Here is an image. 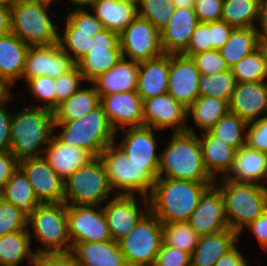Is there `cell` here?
I'll list each match as a JSON object with an SVG mask.
<instances>
[{
	"instance_id": "cell-36",
	"label": "cell",
	"mask_w": 267,
	"mask_h": 266,
	"mask_svg": "<svg viewBox=\"0 0 267 266\" xmlns=\"http://www.w3.org/2000/svg\"><path fill=\"white\" fill-rule=\"evenodd\" d=\"M91 88L82 87L63 101L53 112L55 121H70L81 118L100 105V95L91 83Z\"/></svg>"
},
{
	"instance_id": "cell-23",
	"label": "cell",
	"mask_w": 267,
	"mask_h": 266,
	"mask_svg": "<svg viewBox=\"0 0 267 266\" xmlns=\"http://www.w3.org/2000/svg\"><path fill=\"white\" fill-rule=\"evenodd\" d=\"M42 156L63 180L94 158L83 147L69 146L55 136H52Z\"/></svg>"
},
{
	"instance_id": "cell-63",
	"label": "cell",
	"mask_w": 267,
	"mask_h": 266,
	"mask_svg": "<svg viewBox=\"0 0 267 266\" xmlns=\"http://www.w3.org/2000/svg\"><path fill=\"white\" fill-rule=\"evenodd\" d=\"M68 1H70L75 5L76 8L74 7L72 9H84L83 6L87 7V5L88 6L90 5L92 7L97 0H68Z\"/></svg>"
},
{
	"instance_id": "cell-5",
	"label": "cell",
	"mask_w": 267,
	"mask_h": 266,
	"mask_svg": "<svg viewBox=\"0 0 267 266\" xmlns=\"http://www.w3.org/2000/svg\"><path fill=\"white\" fill-rule=\"evenodd\" d=\"M219 189L225 202L229 228L239 235L244 227L267 210V186L252 182H238L222 177Z\"/></svg>"
},
{
	"instance_id": "cell-8",
	"label": "cell",
	"mask_w": 267,
	"mask_h": 266,
	"mask_svg": "<svg viewBox=\"0 0 267 266\" xmlns=\"http://www.w3.org/2000/svg\"><path fill=\"white\" fill-rule=\"evenodd\" d=\"M29 227L43 246H39L36 254L72 251L65 203L38 205L27 217V228Z\"/></svg>"
},
{
	"instance_id": "cell-33",
	"label": "cell",
	"mask_w": 267,
	"mask_h": 266,
	"mask_svg": "<svg viewBox=\"0 0 267 266\" xmlns=\"http://www.w3.org/2000/svg\"><path fill=\"white\" fill-rule=\"evenodd\" d=\"M0 198L15 205L27 217L41 204L34 194L28 177L20 168L12 174L0 190Z\"/></svg>"
},
{
	"instance_id": "cell-55",
	"label": "cell",
	"mask_w": 267,
	"mask_h": 266,
	"mask_svg": "<svg viewBox=\"0 0 267 266\" xmlns=\"http://www.w3.org/2000/svg\"><path fill=\"white\" fill-rule=\"evenodd\" d=\"M10 93L0 98V151H10L11 146V118L12 113H8L5 108L6 102L11 100Z\"/></svg>"
},
{
	"instance_id": "cell-65",
	"label": "cell",
	"mask_w": 267,
	"mask_h": 266,
	"mask_svg": "<svg viewBox=\"0 0 267 266\" xmlns=\"http://www.w3.org/2000/svg\"><path fill=\"white\" fill-rule=\"evenodd\" d=\"M19 1H22V0H0L1 3H5L7 5H14L15 3L19 2Z\"/></svg>"
},
{
	"instance_id": "cell-26",
	"label": "cell",
	"mask_w": 267,
	"mask_h": 266,
	"mask_svg": "<svg viewBox=\"0 0 267 266\" xmlns=\"http://www.w3.org/2000/svg\"><path fill=\"white\" fill-rule=\"evenodd\" d=\"M199 138L204 166L209 175L216 181V174L227 177L234 166L237 149L209 131L202 132Z\"/></svg>"
},
{
	"instance_id": "cell-32",
	"label": "cell",
	"mask_w": 267,
	"mask_h": 266,
	"mask_svg": "<svg viewBox=\"0 0 267 266\" xmlns=\"http://www.w3.org/2000/svg\"><path fill=\"white\" fill-rule=\"evenodd\" d=\"M227 178L238 182H267V154L246 146L240 148Z\"/></svg>"
},
{
	"instance_id": "cell-35",
	"label": "cell",
	"mask_w": 267,
	"mask_h": 266,
	"mask_svg": "<svg viewBox=\"0 0 267 266\" xmlns=\"http://www.w3.org/2000/svg\"><path fill=\"white\" fill-rule=\"evenodd\" d=\"M260 46L261 41L256 27L234 28L228 41L219 49V52L231 68Z\"/></svg>"
},
{
	"instance_id": "cell-49",
	"label": "cell",
	"mask_w": 267,
	"mask_h": 266,
	"mask_svg": "<svg viewBox=\"0 0 267 266\" xmlns=\"http://www.w3.org/2000/svg\"><path fill=\"white\" fill-rule=\"evenodd\" d=\"M245 146L267 154V115L248 123Z\"/></svg>"
},
{
	"instance_id": "cell-12",
	"label": "cell",
	"mask_w": 267,
	"mask_h": 266,
	"mask_svg": "<svg viewBox=\"0 0 267 266\" xmlns=\"http://www.w3.org/2000/svg\"><path fill=\"white\" fill-rule=\"evenodd\" d=\"M123 58L142 62L164 54L161 31L151 22L137 17L119 34Z\"/></svg>"
},
{
	"instance_id": "cell-61",
	"label": "cell",
	"mask_w": 267,
	"mask_h": 266,
	"mask_svg": "<svg viewBox=\"0 0 267 266\" xmlns=\"http://www.w3.org/2000/svg\"><path fill=\"white\" fill-rule=\"evenodd\" d=\"M259 28L256 27L260 41L267 40V0H260L259 5Z\"/></svg>"
},
{
	"instance_id": "cell-19",
	"label": "cell",
	"mask_w": 267,
	"mask_h": 266,
	"mask_svg": "<svg viewBox=\"0 0 267 266\" xmlns=\"http://www.w3.org/2000/svg\"><path fill=\"white\" fill-rule=\"evenodd\" d=\"M100 105L116 133L118 126H144L143 101L136 90L100 96Z\"/></svg>"
},
{
	"instance_id": "cell-14",
	"label": "cell",
	"mask_w": 267,
	"mask_h": 266,
	"mask_svg": "<svg viewBox=\"0 0 267 266\" xmlns=\"http://www.w3.org/2000/svg\"><path fill=\"white\" fill-rule=\"evenodd\" d=\"M76 63L58 43L49 46L29 47L22 78L48 76L52 79L69 72Z\"/></svg>"
},
{
	"instance_id": "cell-1",
	"label": "cell",
	"mask_w": 267,
	"mask_h": 266,
	"mask_svg": "<svg viewBox=\"0 0 267 266\" xmlns=\"http://www.w3.org/2000/svg\"><path fill=\"white\" fill-rule=\"evenodd\" d=\"M99 158L105 166L112 192L115 195H134L137 192L143 198L145 208H149L148 196L158 178L159 163H137L115 142L107 146Z\"/></svg>"
},
{
	"instance_id": "cell-45",
	"label": "cell",
	"mask_w": 267,
	"mask_h": 266,
	"mask_svg": "<svg viewBox=\"0 0 267 266\" xmlns=\"http://www.w3.org/2000/svg\"><path fill=\"white\" fill-rule=\"evenodd\" d=\"M27 228V216L12 203L0 198V236Z\"/></svg>"
},
{
	"instance_id": "cell-52",
	"label": "cell",
	"mask_w": 267,
	"mask_h": 266,
	"mask_svg": "<svg viewBox=\"0 0 267 266\" xmlns=\"http://www.w3.org/2000/svg\"><path fill=\"white\" fill-rule=\"evenodd\" d=\"M223 0H196L194 12L200 23L220 21L222 18Z\"/></svg>"
},
{
	"instance_id": "cell-18",
	"label": "cell",
	"mask_w": 267,
	"mask_h": 266,
	"mask_svg": "<svg viewBox=\"0 0 267 266\" xmlns=\"http://www.w3.org/2000/svg\"><path fill=\"white\" fill-rule=\"evenodd\" d=\"M144 126L156 131L172 128L173 133L186 132L187 108L169 93L143 101Z\"/></svg>"
},
{
	"instance_id": "cell-27",
	"label": "cell",
	"mask_w": 267,
	"mask_h": 266,
	"mask_svg": "<svg viewBox=\"0 0 267 266\" xmlns=\"http://www.w3.org/2000/svg\"><path fill=\"white\" fill-rule=\"evenodd\" d=\"M139 62L122 58L91 83L100 96L137 90Z\"/></svg>"
},
{
	"instance_id": "cell-37",
	"label": "cell",
	"mask_w": 267,
	"mask_h": 266,
	"mask_svg": "<svg viewBox=\"0 0 267 266\" xmlns=\"http://www.w3.org/2000/svg\"><path fill=\"white\" fill-rule=\"evenodd\" d=\"M229 111V103L216 97H198L188 108L194 123L202 132L209 131Z\"/></svg>"
},
{
	"instance_id": "cell-13",
	"label": "cell",
	"mask_w": 267,
	"mask_h": 266,
	"mask_svg": "<svg viewBox=\"0 0 267 266\" xmlns=\"http://www.w3.org/2000/svg\"><path fill=\"white\" fill-rule=\"evenodd\" d=\"M67 221L72 248L78 243L112 240L103 207L67 205Z\"/></svg>"
},
{
	"instance_id": "cell-66",
	"label": "cell",
	"mask_w": 267,
	"mask_h": 266,
	"mask_svg": "<svg viewBox=\"0 0 267 266\" xmlns=\"http://www.w3.org/2000/svg\"><path fill=\"white\" fill-rule=\"evenodd\" d=\"M261 46L265 50L266 56H267V40L261 42Z\"/></svg>"
},
{
	"instance_id": "cell-48",
	"label": "cell",
	"mask_w": 267,
	"mask_h": 266,
	"mask_svg": "<svg viewBox=\"0 0 267 266\" xmlns=\"http://www.w3.org/2000/svg\"><path fill=\"white\" fill-rule=\"evenodd\" d=\"M28 89L34 97L42 100L44 105L41 107L49 109L51 111L55 110V82L54 79L44 75L41 77H36L29 79L27 82Z\"/></svg>"
},
{
	"instance_id": "cell-41",
	"label": "cell",
	"mask_w": 267,
	"mask_h": 266,
	"mask_svg": "<svg viewBox=\"0 0 267 266\" xmlns=\"http://www.w3.org/2000/svg\"><path fill=\"white\" fill-rule=\"evenodd\" d=\"M236 83L237 81L231 68L217 74H200L198 82L199 97L214 96L229 103Z\"/></svg>"
},
{
	"instance_id": "cell-42",
	"label": "cell",
	"mask_w": 267,
	"mask_h": 266,
	"mask_svg": "<svg viewBox=\"0 0 267 266\" xmlns=\"http://www.w3.org/2000/svg\"><path fill=\"white\" fill-rule=\"evenodd\" d=\"M64 29L63 34L58 35V44L77 63L86 54L90 39L100 31L81 30L67 17Z\"/></svg>"
},
{
	"instance_id": "cell-56",
	"label": "cell",
	"mask_w": 267,
	"mask_h": 266,
	"mask_svg": "<svg viewBox=\"0 0 267 266\" xmlns=\"http://www.w3.org/2000/svg\"><path fill=\"white\" fill-rule=\"evenodd\" d=\"M19 168V161L10 151H0V190Z\"/></svg>"
},
{
	"instance_id": "cell-21",
	"label": "cell",
	"mask_w": 267,
	"mask_h": 266,
	"mask_svg": "<svg viewBox=\"0 0 267 266\" xmlns=\"http://www.w3.org/2000/svg\"><path fill=\"white\" fill-rule=\"evenodd\" d=\"M229 111L247 123L259 120L262 113L267 115V81L237 82L229 101Z\"/></svg>"
},
{
	"instance_id": "cell-20",
	"label": "cell",
	"mask_w": 267,
	"mask_h": 266,
	"mask_svg": "<svg viewBox=\"0 0 267 266\" xmlns=\"http://www.w3.org/2000/svg\"><path fill=\"white\" fill-rule=\"evenodd\" d=\"M112 240L119 241L149 212L138 206L135 195H115L102 206Z\"/></svg>"
},
{
	"instance_id": "cell-53",
	"label": "cell",
	"mask_w": 267,
	"mask_h": 266,
	"mask_svg": "<svg viewBox=\"0 0 267 266\" xmlns=\"http://www.w3.org/2000/svg\"><path fill=\"white\" fill-rule=\"evenodd\" d=\"M33 266H81L72 252L38 253Z\"/></svg>"
},
{
	"instance_id": "cell-38",
	"label": "cell",
	"mask_w": 267,
	"mask_h": 266,
	"mask_svg": "<svg viewBox=\"0 0 267 266\" xmlns=\"http://www.w3.org/2000/svg\"><path fill=\"white\" fill-rule=\"evenodd\" d=\"M260 0H223L221 21L234 28L256 27Z\"/></svg>"
},
{
	"instance_id": "cell-16",
	"label": "cell",
	"mask_w": 267,
	"mask_h": 266,
	"mask_svg": "<svg viewBox=\"0 0 267 266\" xmlns=\"http://www.w3.org/2000/svg\"><path fill=\"white\" fill-rule=\"evenodd\" d=\"M200 72L191 57L169 54L168 91L176 101L188 108L199 97Z\"/></svg>"
},
{
	"instance_id": "cell-22",
	"label": "cell",
	"mask_w": 267,
	"mask_h": 266,
	"mask_svg": "<svg viewBox=\"0 0 267 266\" xmlns=\"http://www.w3.org/2000/svg\"><path fill=\"white\" fill-rule=\"evenodd\" d=\"M199 23L193 8H177L169 24L161 30L164 53L182 54Z\"/></svg>"
},
{
	"instance_id": "cell-51",
	"label": "cell",
	"mask_w": 267,
	"mask_h": 266,
	"mask_svg": "<svg viewBox=\"0 0 267 266\" xmlns=\"http://www.w3.org/2000/svg\"><path fill=\"white\" fill-rule=\"evenodd\" d=\"M207 50H212L211 22L197 25L187 49L182 54L190 57L193 54Z\"/></svg>"
},
{
	"instance_id": "cell-30",
	"label": "cell",
	"mask_w": 267,
	"mask_h": 266,
	"mask_svg": "<svg viewBox=\"0 0 267 266\" xmlns=\"http://www.w3.org/2000/svg\"><path fill=\"white\" fill-rule=\"evenodd\" d=\"M91 8L104 28L118 34L138 17L137 0H97Z\"/></svg>"
},
{
	"instance_id": "cell-58",
	"label": "cell",
	"mask_w": 267,
	"mask_h": 266,
	"mask_svg": "<svg viewBox=\"0 0 267 266\" xmlns=\"http://www.w3.org/2000/svg\"><path fill=\"white\" fill-rule=\"evenodd\" d=\"M245 228L252 232L260 246L267 251V210Z\"/></svg>"
},
{
	"instance_id": "cell-4",
	"label": "cell",
	"mask_w": 267,
	"mask_h": 266,
	"mask_svg": "<svg viewBox=\"0 0 267 266\" xmlns=\"http://www.w3.org/2000/svg\"><path fill=\"white\" fill-rule=\"evenodd\" d=\"M54 121V112L40 105L12 113L10 152L19 162L42 156L46 148L43 145H48L52 138Z\"/></svg>"
},
{
	"instance_id": "cell-29",
	"label": "cell",
	"mask_w": 267,
	"mask_h": 266,
	"mask_svg": "<svg viewBox=\"0 0 267 266\" xmlns=\"http://www.w3.org/2000/svg\"><path fill=\"white\" fill-rule=\"evenodd\" d=\"M125 136L117 144L127 156L137 163H159L160 155L156 154L155 129L149 126L122 128ZM126 131V132H125Z\"/></svg>"
},
{
	"instance_id": "cell-7",
	"label": "cell",
	"mask_w": 267,
	"mask_h": 266,
	"mask_svg": "<svg viewBox=\"0 0 267 266\" xmlns=\"http://www.w3.org/2000/svg\"><path fill=\"white\" fill-rule=\"evenodd\" d=\"M49 6V3L36 0H22L12 5V33L29 47L58 43L59 33L48 15Z\"/></svg>"
},
{
	"instance_id": "cell-31",
	"label": "cell",
	"mask_w": 267,
	"mask_h": 266,
	"mask_svg": "<svg viewBox=\"0 0 267 266\" xmlns=\"http://www.w3.org/2000/svg\"><path fill=\"white\" fill-rule=\"evenodd\" d=\"M71 252L81 266H127L119 243L114 240L78 243Z\"/></svg>"
},
{
	"instance_id": "cell-39",
	"label": "cell",
	"mask_w": 267,
	"mask_h": 266,
	"mask_svg": "<svg viewBox=\"0 0 267 266\" xmlns=\"http://www.w3.org/2000/svg\"><path fill=\"white\" fill-rule=\"evenodd\" d=\"M237 82L267 81V56L262 46L231 67Z\"/></svg>"
},
{
	"instance_id": "cell-54",
	"label": "cell",
	"mask_w": 267,
	"mask_h": 266,
	"mask_svg": "<svg viewBox=\"0 0 267 266\" xmlns=\"http://www.w3.org/2000/svg\"><path fill=\"white\" fill-rule=\"evenodd\" d=\"M77 28L86 31H101L104 29L102 22L87 9H74L66 16Z\"/></svg>"
},
{
	"instance_id": "cell-46",
	"label": "cell",
	"mask_w": 267,
	"mask_h": 266,
	"mask_svg": "<svg viewBox=\"0 0 267 266\" xmlns=\"http://www.w3.org/2000/svg\"><path fill=\"white\" fill-rule=\"evenodd\" d=\"M83 75L75 65L69 72L54 79L55 82V109L81 88Z\"/></svg>"
},
{
	"instance_id": "cell-59",
	"label": "cell",
	"mask_w": 267,
	"mask_h": 266,
	"mask_svg": "<svg viewBox=\"0 0 267 266\" xmlns=\"http://www.w3.org/2000/svg\"><path fill=\"white\" fill-rule=\"evenodd\" d=\"M249 262L244 259L242 252L235 246L227 254L220 257L214 266H249Z\"/></svg>"
},
{
	"instance_id": "cell-43",
	"label": "cell",
	"mask_w": 267,
	"mask_h": 266,
	"mask_svg": "<svg viewBox=\"0 0 267 266\" xmlns=\"http://www.w3.org/2000/svg\"><path fill=\"white\" fill-rule=\"evenodd\" d=\"M199 237L187 221L163 224V242L190 254L197 247Z\"/></svg>"
},
{
	"instance_id": "cell-11",
	"label": "cell",
	"mask_w": 267,
	"mask_h": 266,
	"mask_svg": "<svg viewBox=\"0 0 267 266\" xmlns=\"http://www.w3.org/2000/svg\"><path fill=\"white\" fill-rule=\"evenodd\" d=\"M123 58L119 34L104 28L92 39L86 54L76 63L85 80L92 82Z\"/></svg>"
},
{
	"instance_id": "cell-3",
	"label": "cell",
	"mask_w": 267,
	"mask_h": 266,
	"mask_svg": "<svg viewBox=\"0 0 267 266\" xmlns=\"http://www.w3.org/2000/svg\"><path fill=\"white\" fill-rule=\"evenodd\" d=\"M159 155L158 178L215 182L206 171L199 138L190 127L186 132L173 133Z\"/></svg>"
},
{
	"instance_id": "cell-60",
	"label": "cell",
	"mask_w": 267,
	"mask_h": 266,
	"mask_svg": "<svg viewBox=\"0 0 267 266\" xmlns=\"http://www.w3.org/2000/svg\"><path fill=\"white\" fill-rule=\"evenodd\" d=\"M11 33V6L0 2V36Z\"/></svg>"
},
{
	"instance_id": "cell-15",
	"label": "cell",
	"mask_w": 267,
	"mask_h": 266,
	"mask_svg": "<svg viewBox=\"0 0 267 266\" xmlns=\"http://www.w3.org/2000/svg\"><path fill=\"white\" fill-rule=\"evenodd\" d=\"M187 222L199 236L230 229L225 213L224 198L217 183L210 185L204 191L197 208Z\"/></svg>"
},
{
	"instance_id": "cell-6",
	"label": "cell",
	"mask_w": 267,
	"mask_h": 266,
	"mask_svg": "<svg viewBox=\"0 0 267 266\" xmlns=\"http://www.w3.org/2000/svg\"><path fill=\"white\" fill-rule=\"evenodd\" d=\"M61 128L55 137L62 143L83 147L93 157L115 142L116 131L109 124L103 107L99 105L85 116L70 121H54V130Z\"/></svg>"
},
{
	"instance_id": "cell-34",
	"label": "cell",
	"mask_w": 267,
	"mask_h": 266,
	"mask_svg": "<svg viewBox=\"0 0 267 266\" xmlns=\"http://www.w3.org/2000/svg\"><path fill=\"white\" fill-rule=\"evenodd\" d=\"M30 229L0 236V266H18L24 259L33 265L36 251L31 250Z\"/></svg>"
},
{
	"instance_id": "cell-64",
	"label": "cell",
	"mask_w": 267,
	"mask_h": 266,
	"mask_svg": "<svg viewBox=\"0 0 267 266\" xmlns=\"http://www.w3.org/2000/svg\"><path fill=\"white\" fill-rule=\"evenodd\" d=\"M10 90H8L0 81V98H3L4 96H6L7 94H9Z\"/></svg>"
},
{
	"instance_id": "cell-25",
	"label": "cell",
	"mask_w": 267,
	"mask_h": 266,
	"mask_svg": "<svg viewBox=\"0 0 267 266\" xmlns=\"http://www.w3.org/2000/svg\"><path fill=\"white\" fill-rule=\"evenodd\" d=\"M29 46L15 34L0 36V81L9 90L22 78Z\"/></svg>"
},
{
	"instance_id": "cell-47",
	"label": "cell",
	"mask_w": 267,
	"mask_h": 266,
	"mask_svg": "<svg viewBox=\"0 0 267 266\" xmlns=\"http://www.w3.org/2000/svg\"><path fill=\"white\" fill-rule=\"evenodd\" d=\"M200 74H217L230 69L219 50H207L190 56Z\"/></svg>"
},
{
	"instance_id": "cell-17",
	"label": "cell",
	"mask_w": 267,
	"mask_h": 266,
	"mask_svg": "<svg viewBox=\"0 0 267 266\" xmlns=\"http://www.w3.org/2000/svg\"><path fill=\"white\" fill-rule=\"evenodd\" d=\"M41 204L64 202V180L49 166L43 156L19 162Z\"/></svg>"
},
{
	"instance_id": "cell-40",
	"label": "cell",
	"mask_w": 267,
	"mask_h": 266,
	"mask_svg": "<svg viewBox=\"0 0 267 266\" xmlns=\"http://www.w3.org/2000/svg\"><path fill=\"white\" fill-rule=\"evenodd\" d=\"M247 126L248 123L237 114L228 111L209 132L239 150L245 146Z\"/></svg>"
},
{
	"instance_id": "cell-44",
	"label": "cell",
	"mask_w": 267,
	"mask_h": 266,
	"mask_svg": "<svg viewBox=\"0 0 267 266\" xmlns=\"http://www.w3.org/2000/svg\"><path fill=\"white\" fill-rule=\"evenodd\" d=\"M138 16L151 22L158 30L169 24L176 10L171 0H137Z\"/></svg>"
},
{
	"instance_id": "cell-57",
	"label": "cell",
	"mask_w": 267,
	"mask_h": 266,
	"mask_svg": "<svg viewBox=\"0 0 267 266\" xmlns=\"http://www.w3.org/2000/svg\"><path fill=\"white\" fill-rule=\"evenodd\" d=\"M234 27L224 21L211 22L212 50H219L229 39Z\"/></svg>"
},
{
	"instance_id": "cell-10",
	"label": "cell",
	"mask_w": 267,
	"mask_h": 266,
	"mask_svg": "<svg viewBox=\"0 0 267 266\" xmlns=\"http://www.w3.org/2000/svg\"><path fill=\"white\" fill-rule=\"evenodd\" d=\"M118 243L127 266H153L163 243V223L149 211Z\"/></svg>"
},
{
	"instance_id": "cell-50",
	"label": "cell",
	"mask_w": 267,
	"mask_h": 266,
	"mask_svg": "<svg viewBox=\"0 0 267 266\" xmlns=\"http://www.w3.org/2000/svg\"><path fill=\"white\" fill-rule=\"evenodd\" d=\"M153 266H191V254L163 242Z\"/></svg>"
},
{
	"instance_id": "cell-28",
	"label": "cell",
	"mask_w": 267,
	"mask_h": 266,
	"mask_svg": "<svg viewBox=\"0 0 267 266\" xmlns=\"http://www.w3.org/2000/svg\"><path fill=\"white\" fill-rule=\"evenodd\" d=\"M240 235L231 229L200 236L191 254V266H214L216 261L232 250Z\"/></svg>"
},
{
	"instance_id": "cell-2",
	"label": "cell",
	"mask_w": 267,
	"mask_h": 266,
	"mask_svg": "<svg viewBox=\"0 0 267 266\" xmlns=\"http://www.w3.org/2000/svg\"><path fill=\"white\" fill-rule=\"evenodd\" d=\"M215 182L157 178L149 198V211L163 224L188 221L204 191Z\"/></svg>"
},
{
	"instance_id": "cell-62",
	"label": "cell",
	"mask_w": 267,
	"mask_h": 266,
	"mask_svg": "<svg viewBox=\"0 0 267 266\" xmlns=\"http://www.w3.org/2000/svg\"><path fill=\"white\" fill-rule=\"evenodd\" d=\"M175 8H194L196 0H171Z\"/></svg>"
},
{
	"instance_id": "cell-24",
	"label": "cell",
	"mask_w": 267,
	"mask_h": 266,
	"mask_svg": "<svg viewBox=\"0 0 267 266\" xmlns=\"http://www.w3.org/2000/svg\"><path fill=\"white\" fill-rule=\"evenodd\" d=\"M169 78V54L139 62L137 93L142 101L166 94Z\"/></svg>"
},
{
	"instance_id": "cell-9",
	"label": "cell",
	"mask_w": 267,
	"mask_h": 266,
	"mask_svg": "<svg viewBox=\"0 0 267 266\" xmlns=\"http://www.w3.org/2000/svg\"><path fill=\"white\" fill-rule=\"evenodd\" d=\"M111 191L105 166L99 157H94L64 180L63 203L100 206L111 199Z\"/></svg>"
},
{
	"instance_id": "cell-67",
	"label": "cell",
	"mask_w": 267,
	"mask_h": 266,
	"mask_svg": "<svg viewBox=\"0 0 267 266\" xmlns=\"http://www.w3.org/2000/svg\"><path fill=\"white\" fill-rule=\"evenodd\" d=\"M36 1L46 2V3H49V4H51L53 2V0H36Z\"/></svg>"
}]
</instances>
